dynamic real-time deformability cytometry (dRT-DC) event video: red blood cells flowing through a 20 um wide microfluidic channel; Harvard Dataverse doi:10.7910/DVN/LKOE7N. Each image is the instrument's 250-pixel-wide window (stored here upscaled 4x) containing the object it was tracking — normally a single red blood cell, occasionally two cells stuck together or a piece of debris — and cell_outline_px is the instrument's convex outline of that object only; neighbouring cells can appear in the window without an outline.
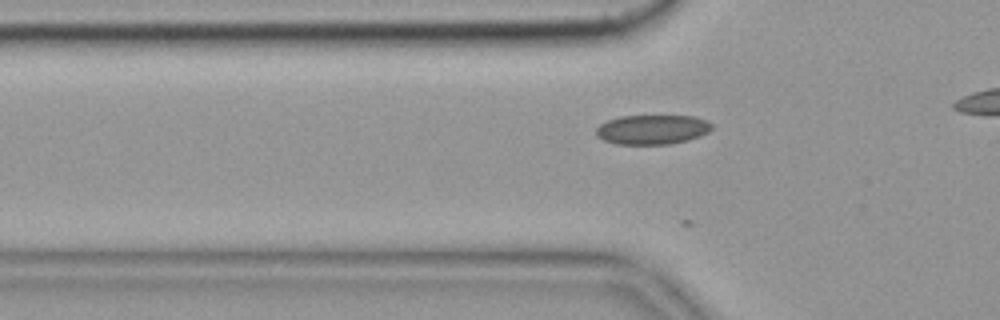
{"species": "common noctule bat (a hibernating species)", "species_latin": "Nyctalus noctula", "temperature_condition": "cold", "stored_images_in_passage": 19, "camera_frame_rate_fps": 3000, "um_per_image_px": 0.085, "animal": {"sex": "female", "body_mass_g": 19.9}, "frame": {"image": 1, "passage_image": 8, "time_ms": 2.333, "image_size_px": [1000, 320], "cell_outline_px": [[712, 128], [708, 132], [700, 136], [688, 140], [668, 144], [616, 144], [604, 140], [596, 136], [596, 128], [600, 124], [608, 120], [620, 116], [692, 116], [708, 120], [712, 124]], "centroid_in_image_um": [55.45, 11.01], "position_along_channel_um": 70.4, "area_um2": 19.94}}